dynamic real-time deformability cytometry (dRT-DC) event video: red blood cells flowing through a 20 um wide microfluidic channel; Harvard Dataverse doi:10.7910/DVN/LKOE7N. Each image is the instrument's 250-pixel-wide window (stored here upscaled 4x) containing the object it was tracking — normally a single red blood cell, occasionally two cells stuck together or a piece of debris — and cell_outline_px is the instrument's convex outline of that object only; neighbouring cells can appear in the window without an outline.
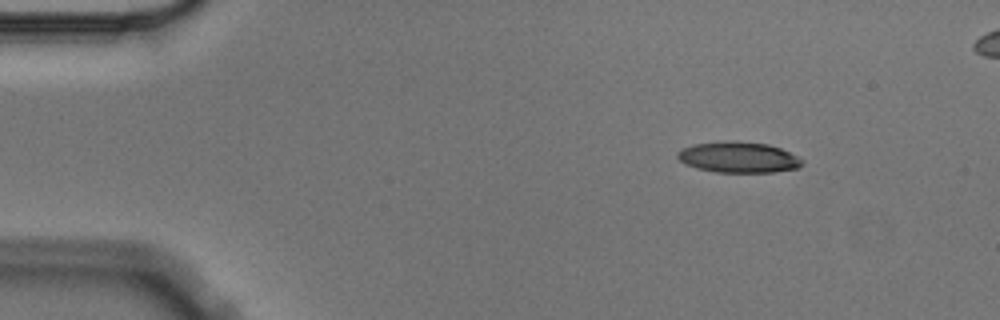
{"species": "Egyptian fruit bat (a non-hibernating species)", "species_latin": "Rousettus aegyptiacus", "temperature_condition": "cold", "stored_images_in_passage": 8, "camera_frame_rate_fps": 3000, "um_per_image_px": 0.085, "animal": {"sex": "male"}, "frame": {"image": 1, "passage_image": 1, "time_ms": 0.0, "image_size_px": [1000, 320], "cell_outline_px": [[804, 164], [800, 168], [772, 172], [716, 172], [696, 168], [684, 164], [676, 156], [676, 152], [680, 148], [692, 144], [724, 140], [736, 140], [768, 144], [780, 148], [804, 160]], "centroid_in_image_um": [62.73, 13.35], "position_along_channel_um": 22.3, "area_um2": 22.83}}
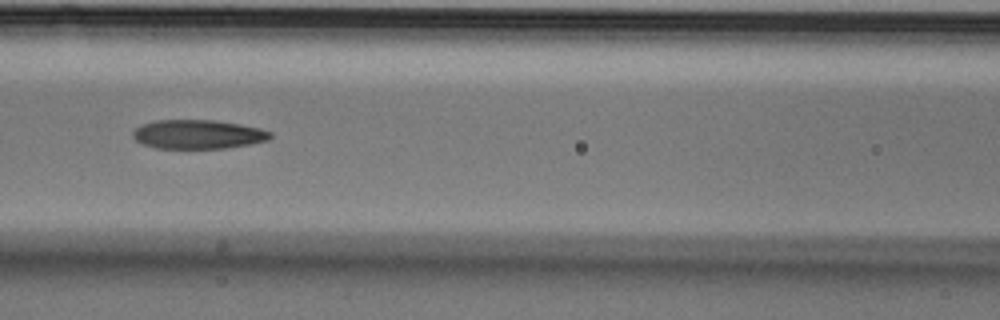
{"frame": {"image": 2, "passage_image": 6, "time_ms": 1.667, "image_size_px": [1000, 320], "cell_outline_px": [[272, 136], [268, 140], [228, 148], [156, 148], [140, 144], [132, 136], [132, 132], [140, 124], [156, 120], [212, 120], [240, 124], [260, 128], [272, 132]], "centroid_in_image_um": [16.8, 11.41], "position_along_channel_um": 149.8, "area_um2": 23.35}}
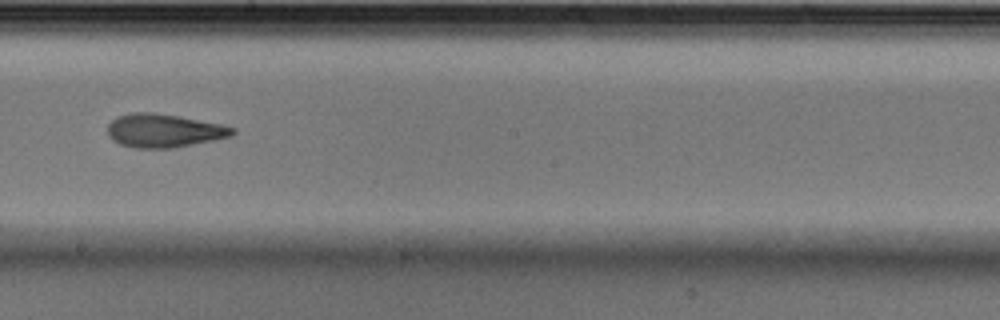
{"frame": {"image": 3, "passage_image": 8, "time_ms": 2.333, "image_size_px": [1000, 320], "cell_outline_px": [[236, 132], [232, 136], [172, 148], [136, 148], [120, 144], [112, 140], [108, 136], [108, 124], [116, 116], [132, 112], [152, 112], [180, 116], [220, 124], [236, 128]], "centroid_in_image_um": [13.91, 11.09], "position_along_channel_um": 234.3, "area_um2": 24.39}}